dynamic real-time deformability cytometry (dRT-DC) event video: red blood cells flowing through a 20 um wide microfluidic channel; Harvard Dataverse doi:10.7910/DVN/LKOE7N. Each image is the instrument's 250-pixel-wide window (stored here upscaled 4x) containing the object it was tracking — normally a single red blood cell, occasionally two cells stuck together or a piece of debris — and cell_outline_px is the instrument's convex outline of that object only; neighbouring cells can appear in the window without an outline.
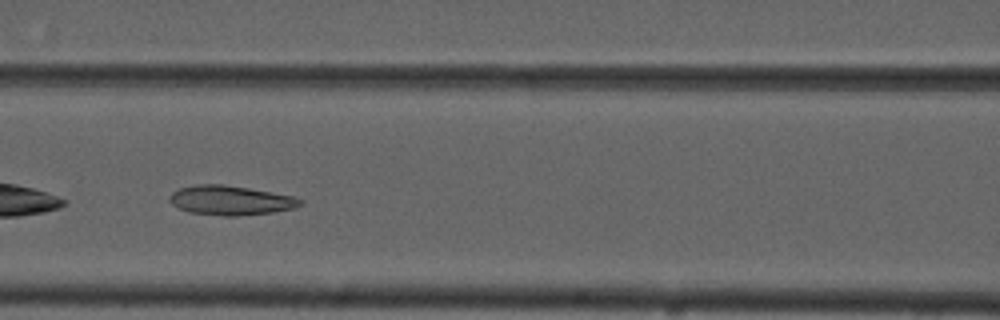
{"species": "common noctule bat (a hibernating species)", "species_latin": "Nyctalus noctula", "temperature_condition": "cold", "stored_images_in_passage": 8, "camera_frame_rate_fps": 3000, "um_per_image_px": 0.085, "animal": {"sex": "male", "forearm_length_mm": 52.5}, "frame": {"image": 1, "passage_image": 5, "time_ms": 5.333, "image_size_px": [1000, 320], "cell_outline_px": [[304, 204], [292, 208], [272, 212], [236, 216], [224, 216], [188, 212], [172, 204], [168, 200], [172, 192], [180, 188], [200, 184], [224, 184], [248, 188], [292, 196], [304, 200]], "centroid_in_image_um": [19.59, 17.03], "position_along_channel_um": 147.0, "area_um2": 22.25}}
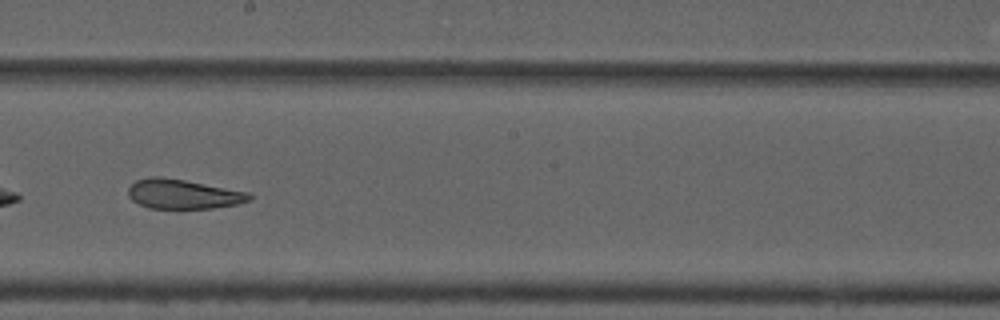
{"frame": {"image": 2, "passage_image": 7, "time_ms": 7.667, "image_size_px": [1000, 320], "cell_outline_px": [[252, 200], [236, 204], [212, 208], [148, 208], [132, 200], [128, 196], [128, 188], [136, 180], [152, 176], [160, 176], [184, 180], [248, 192], [252, 196]], "centroid_in_image_um": [15.54, 16.49], "position_along_channel_um": 232.7, "area_um2": 20.69}}
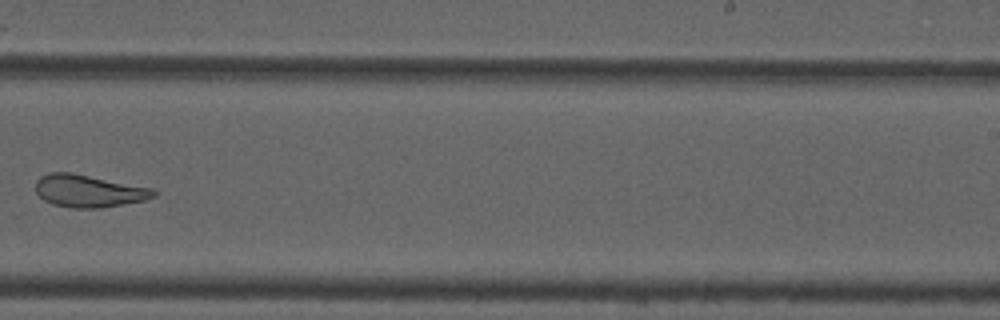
{"frame": {"image": 3, "passage_image": 8, "time_ms": 9.0, "image_size_px": [1000, 320], "cell_outline_px": [[156, 196], [144, 200], [124, 204], [100, 208], [72, 208], [52, 204], [44, 200], [36, 192], [36, 180], [40, 176], [52, 172], [72, 172], [152, 188], [156, 192]], "centroid_in_image_um": [7.52, 16.23], "position_along_channel_um": 281.5, "area_um2": 22.31}}